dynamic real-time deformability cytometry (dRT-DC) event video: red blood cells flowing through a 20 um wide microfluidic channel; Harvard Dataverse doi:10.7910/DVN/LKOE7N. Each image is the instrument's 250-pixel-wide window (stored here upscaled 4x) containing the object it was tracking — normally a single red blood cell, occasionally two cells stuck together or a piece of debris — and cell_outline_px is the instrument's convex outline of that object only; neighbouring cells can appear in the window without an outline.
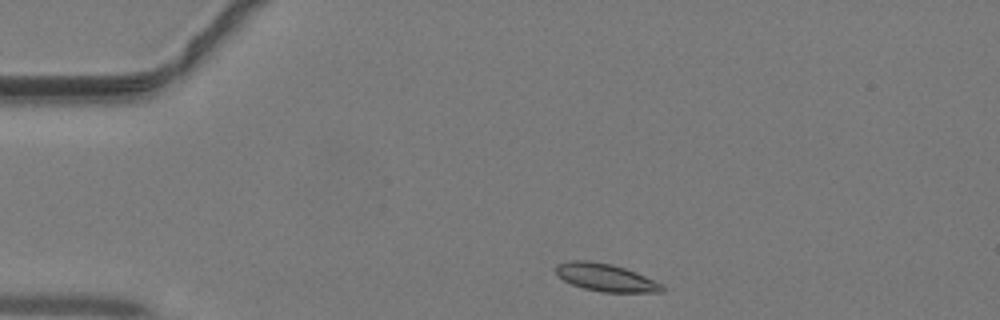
{"species": "common noctule bat (a hibernating species)", "species_latin": "Nyctalus noctula", "temperature_condition": "warm", "stored_images_in_passage": 36, "camera_frame_rate_fps": 3000, "um_per_image_px": 0.085, "animal": {"sex": "male", "body_mass_g": 19.2, "forearm_length_mm": 51.8}, "frame": {"image": 1, "passage_image": 1, "time_ms": 0.0, "image_size_px": [1000, 320], "cell_outline_px": [[664, 292], [600, 292], [584, 288], [572, 284], [556, 276], [556, 264], [572, 260], [588, 260], [612, 264], [636, 272], [664, 284]], "centroid_in_image_um": [51.49, 23.58], "position_along_channel_um": 33.5, "area_um2": 17.22}}
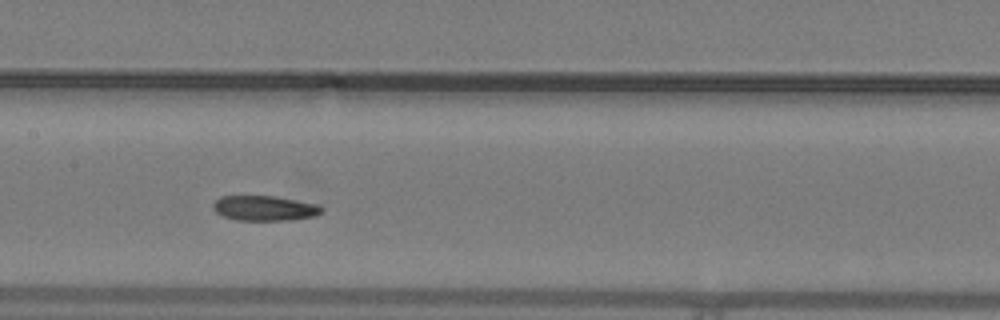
{"frame": {"image": 2, "passage_image": 14, "time_ms": 4.333, "image_size_px": [1000, 320], "cell_outline_px": [[324, 212], [316, 216], [292, 220], [236, 220], [224, 216], [216, 212], [212, 208], [212, 204], [220, 196], [272, 196], [316, 204], [324, 208]], "centroid_in_image_um": [22.5, 17.7], "position_along_channel_um": 184.9, "area_um2": 15.84}}
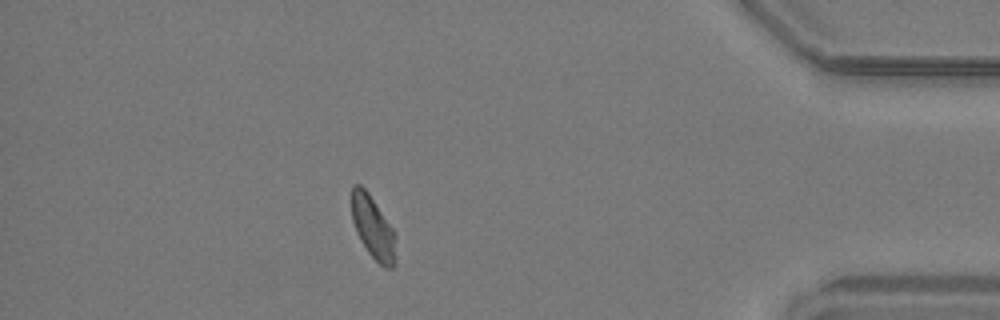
{"frame": {"image": 3, "passage_image": 31, "time_ms": 10.0, "image_size_px": [1000, 320], "cell_outline_px": [[396, 264], [392, 268], [384, 268], [368, 252], [360, 240], [356, 232], [352, 220], [352, 184], [360, 184], [368, 192], [396, 232]], "centroid_in_image_um": [31.74, 19.36], "position_along_channel_um": 403.5, "area_um2": 16.42}}